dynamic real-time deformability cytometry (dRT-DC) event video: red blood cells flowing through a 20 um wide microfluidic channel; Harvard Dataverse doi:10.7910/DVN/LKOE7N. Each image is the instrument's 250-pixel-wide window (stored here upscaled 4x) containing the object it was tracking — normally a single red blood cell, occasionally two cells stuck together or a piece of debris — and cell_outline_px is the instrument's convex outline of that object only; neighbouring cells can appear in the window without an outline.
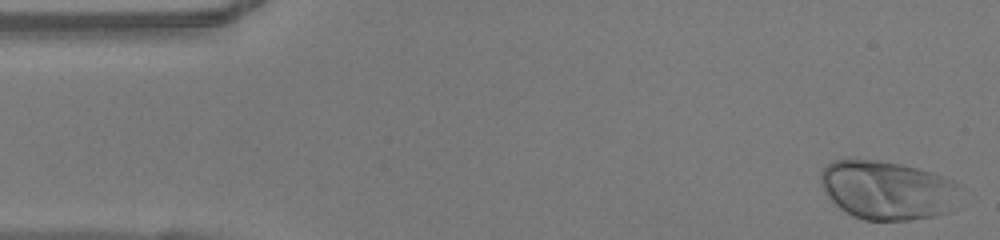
{"species": "human", "species_latin": "Homo sapiens", "temperature_condition": "warm", "stored_images_in_passage": 40, "camera_frame_rate_fps": 3000, "um_per_image_px": 0.085, "donor": {"sex": "female"}, "frame": {"image": 1, "passage_image": 1, "time_ms": 0.0, "image_size_px": [1000, 240], "cell_outline_px": [[960, 184], [952, 212], [936, 216], [908, 220], [864, 220], [852, 216], [840, 208], [828, 196], [820, 184], [820, 172], [832, 160], [848, 156], [880, 160], [900, 164], [932, 172], [956, 180]], "centroid_in_image_um": [75.41, 16.13], "position_along_channel_um": 9.6, "area_um2": 48.78}}
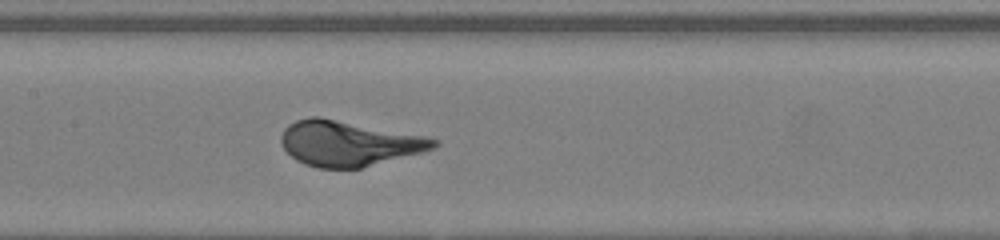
{"frame": {"image": 2, "passage_image": 22, "time_ms": 7.0, "image_size_px": [1000, 240], "cell_outline_px": [[440, 144], [436, 148], [424, 152], [360, 168], [320, 168], [304, 164], [296, 160], [280, 144], [280, 136], [284, 128], [288, 124], [296, 120], [312, 116], [320, 116], [424, 136], [440, 140]], "centroid_in_image_um": [29.64, 12.18], "position_along_channel_um": 177.8, "area_um2": 40.4}}
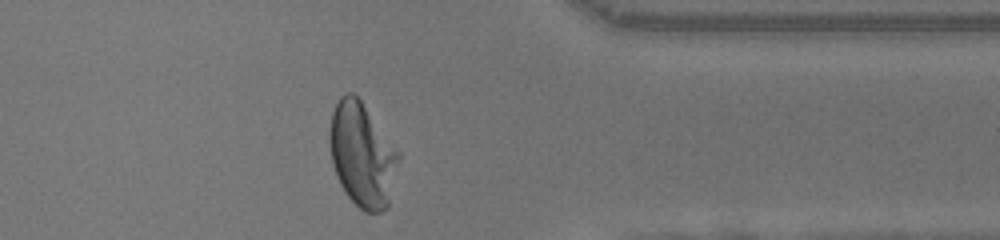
{"frame": {"image": 3, "passage_image": 38, "time_ms": 12.333, "image_size_px": [1000, 240], "cell_outline_px": [[400, 156], [388, 208], [380, 212], [364, 212], [348, 196], [340, 184], [336, 176], [332, 164], [328, 140], [328, 136], [332, 112], [340, 96], [348, 92], [352, 92], [360, 100], [400, 152]], "centroid_in_image_um": [30.78, 13.17], "position_along_channel_um": 380.6, "area_um2": 41.85}}